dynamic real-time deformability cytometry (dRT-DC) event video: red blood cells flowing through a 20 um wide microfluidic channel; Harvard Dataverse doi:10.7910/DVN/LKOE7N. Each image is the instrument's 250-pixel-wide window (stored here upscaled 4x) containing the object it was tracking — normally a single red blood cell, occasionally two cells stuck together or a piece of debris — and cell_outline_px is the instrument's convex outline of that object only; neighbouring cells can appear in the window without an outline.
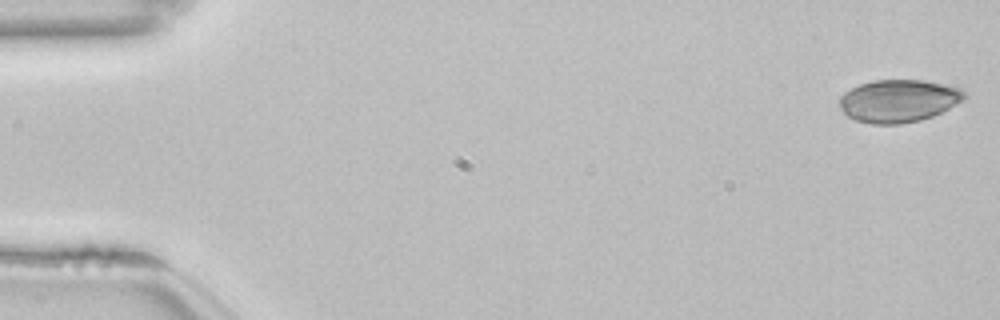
{"species": "common noctule bat (a hibernating species)", "species_latin": "Nyctalus noctula", "temperature_condition": "room temperature", "stored_images_in_passage": 53, "camera_frame_rate_fps": 3000, "um_per_image_px": 0.085, "animal": {"sex": "female", "body_mass_g": 22.7, "forearm_length_mm": 54.2}, "frame": {"image": 1, "passage_image": 1, "time_ms": 0.0, "image_size_px": [1000, 320], "cell_outline_px": [[968, 96], [964, 100], [932, 116], [920, 120], [900, 124], [872, 124], [856, 120], [848, 116], [840, 108], [840, 96], [844, 92], [860, 84], [872, 80], [924, 80], [960, 88]], "centroid_in_image_um": [76.37, 8.57], "position_along_channel_um": 8.6, "area_um2": 30.92}}
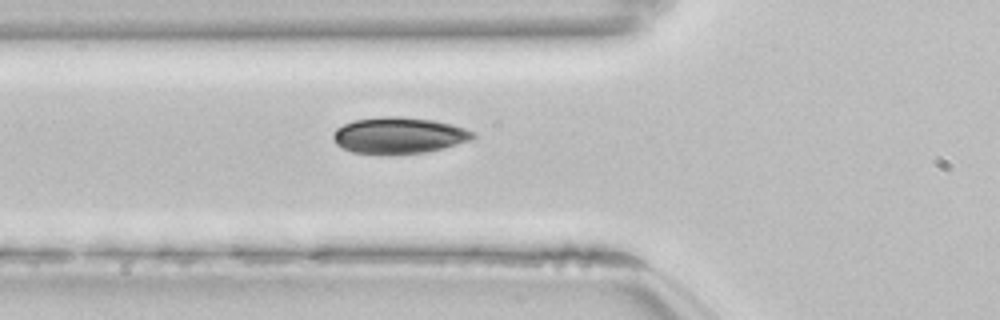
{"frame": {"image": 2, "passage_image": 19, "time_ms": 6.0, "image_size_px": [1000, 320], "cell_outline_px": [[476, 136], [472, 140], [424, 152], [388, 156], [352, 152], [336, 144], [332, 136], [332, 132], [336, 128], [344, 124], [356, 120], [380, 116], [400, 116], [432, 120], [452, 124], [464, 128], [472, 132]], "centroid_in_image_um": [33.86, 11.52], "position_along_channel_um": 91.9, "area_um2": 29.82}}
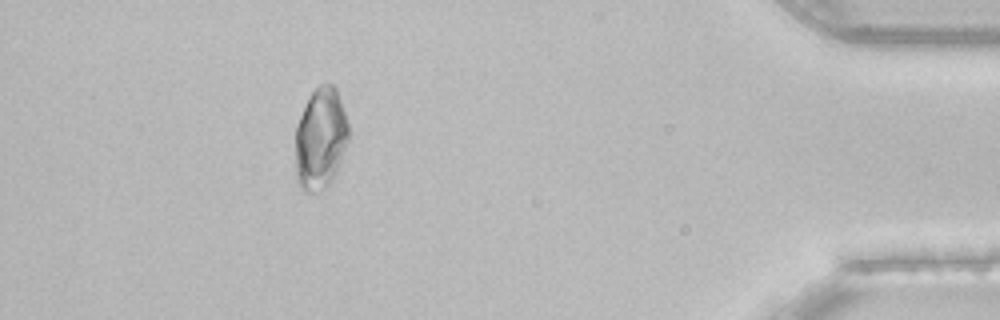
{"frame": {"image": 3, "passage_image": 48, "time_ms": 15.667, "image_size_px": [1000, 320], "cell_outline_px": [[348, 140], [336, 172], [332, 180], [324, 188], [316, 192], [304, 192], [296, 184], [296, 128], [300, 116], [308, 96], [320, 84], [332, 84], [336, 88], [348, 120]], "centroid_in_image_um": [27.23, 11.79], "position_along_channel_um": 408.0, "area_um2": 31.5}, "authors_computed_cell_mechanics": {"area_um2": 29.767, "velocity_mm_per_s": 3.842, "shape_relaxation_time_tau1_ms": 8.0958, "shape_relaxation_time_tau2_ms": 2.7003, "deformation_change_tau1": 0.1217, "deformation_change_tau2": 0.0691}}